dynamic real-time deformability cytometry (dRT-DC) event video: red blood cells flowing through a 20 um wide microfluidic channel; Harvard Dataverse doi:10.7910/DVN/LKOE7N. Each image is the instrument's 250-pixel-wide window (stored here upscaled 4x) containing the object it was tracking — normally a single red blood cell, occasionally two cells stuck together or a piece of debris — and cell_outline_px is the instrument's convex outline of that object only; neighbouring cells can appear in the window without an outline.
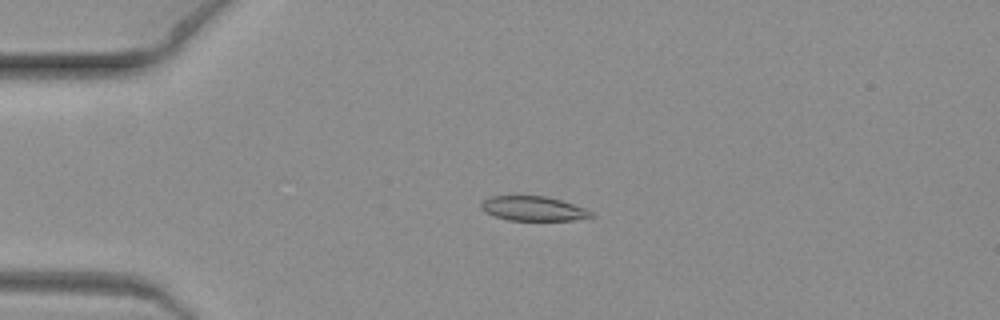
{"species": "common noctule bat (a hibernating species)", "species_latin": "Nyctalus noctula", "temperature_condition": "warm", "stored_images_in_passage": 6, "camera_frame_rate_fps": 3000, "um_per_image_px": 0.085, "animal": {"sex": "female", "body_mass_g": 19.3, "forearm_length_mm": 54.1}, "frame": {"image": 1, "passage_image": 2, "time_ms": 0.333, "image_size_px": [1000, 320], "cell_outline_px": [[596, 216], [572, 220], [508, 220], [484, 212], [480, 208], [480, 204], [484, 200], [492, 196], [544, 196], [560, 200], [584, 208], [592, 212]], "centroid_in_image_um": [45.31, 17.73], "position_along_channel_um": 39.7, "area_um2": 15.55}}
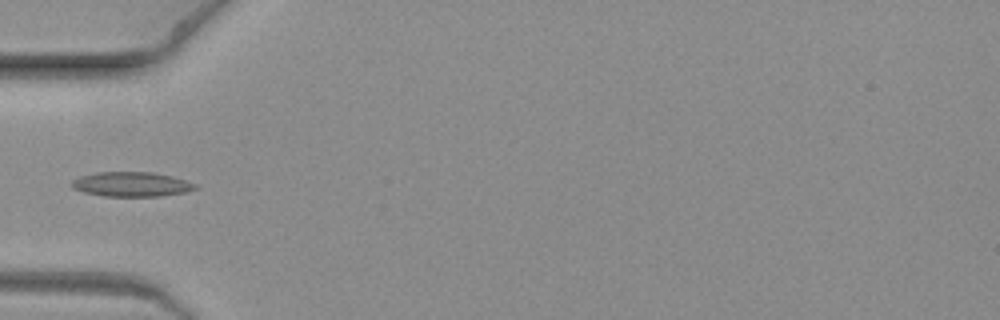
{"frame": {"image": 2, "passage_image": 4, "time_ms": 1.0, "image_size_px": [1000, 320], "cell_outline_px": [[200, 188], [184, 192], [160, 196], [104, 196], [84, 192], [72, 188], [72, 180], [80, 176], [96, 172], [152, 172], [172, 176], [196, 184]], "centroid_in_image_um": [11.18, 15.66], "position_along_channel_um": 73.8, "area_um2": 17.69}}
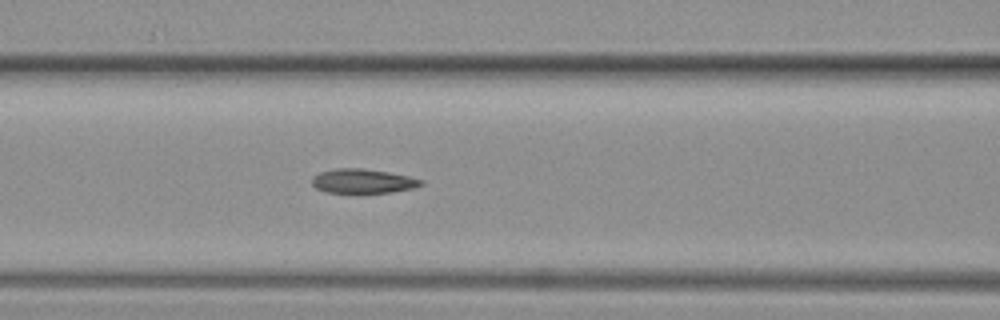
{"frame": {"image": 3, "passage_image": 6, "time_ms": 1.667, "image_size_px": [1000, 320], "cell_outline_px": [[424, 184], [412, 188], [392, 192], [324, 192], [316, 188], [312, 184], [312, 176], [320, 172], [336, 168], [360, 168], [388, 172], [408, 176], [424, 180]], "centroid_in_image_um": [30.83, 15.38], "position_along_channel_um": 135.8, "area_um2": 15.32}}